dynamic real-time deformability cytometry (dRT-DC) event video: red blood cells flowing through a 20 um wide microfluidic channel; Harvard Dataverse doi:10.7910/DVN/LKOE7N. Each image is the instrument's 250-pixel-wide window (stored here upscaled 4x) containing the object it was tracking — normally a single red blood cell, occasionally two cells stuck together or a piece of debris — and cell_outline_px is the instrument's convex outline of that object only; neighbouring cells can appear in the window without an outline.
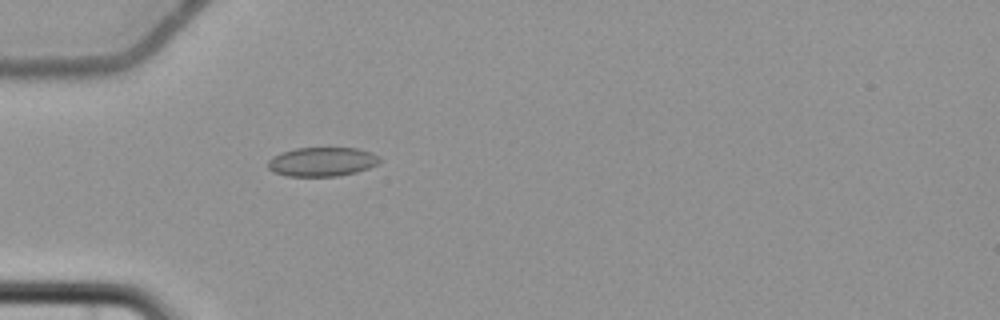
{"species": "common noctule bat (a hibernating species)", "species_latin": "Nyctalus noctula", "temperature_condition": "cold", "stored_images_in_passage": 5, "camera_frame_rate_fps": 3000, "um_per_image_px": 0.085, "animal": {"sex": "female", "body_mass_g": 22.7, "forearm_length_mm": 54.2}, "frame": {"image": 1, "passage_image": 5, "time_ms": 5.667, "image_size_px": [1000, 320], "cell_outline_px": [[380, 160], [376, 164], [368, 168], [356, 172], [336, 176], [288, 176], [272, 172], [268, 168], [268, 160], [272, 156], [280, 152], [296, 148], [356, 148], [372, 152], [380, 156]], "centroid_in_image_um": [27.34, 13.74], "position_along_channel_um": 57.7, "area_um2": 19.02}}